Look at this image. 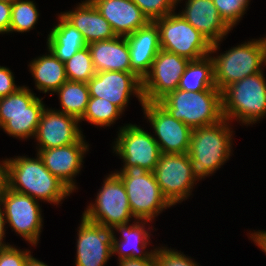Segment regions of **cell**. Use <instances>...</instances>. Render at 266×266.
Returning a JSON list of instances; mask_svg holds the SVG:
<instances>
[{
	"label": "cell",
	"mask_w": 266,
	"mask_h": 266,
	"mask_svg": "<svg viewBox=\"0 0 266 266\" xmlns=\"http://www.w3.org/2000/svg\"><path fill=\"white\" fill-rule=\"evenodd\" d=\"M259 72L227 86L222 91V114L228 121L255 124L266 116V79Z\"/></svg>",
	"instance_id": "cell-4"
},
{
	"label": "cell",
	"mask_w": 266,
	"mask_h": 266,
	"mask_svg": "<svg viewBox=\"0 0 266 266\" xmlns=\"http://www.w3.org/2000/svg\"><path fill=\"white\" fill-rule=\"evenodd\" d=\"M7 187L37 201H46L54 205H59L72 193L45 167L38 153L36 158L26 156L7 158Z\"/></svg>",
	"instance_id": "cell-1"
},
{
	"label": "cell",
	"mask_w": 266,
	"mask_h": 266,
	"mask_svg": "<svg viewBox=\"0 0 266 266\" xmlns=\"http://www.w3.org/2000/svg\"><path fill=\"white\" fill-rule=\"evenodd\" d=\"M153 173L163 196L172 206L187 200L197 181L188 153H162Z\"/></svg>",
	"instance_id": "cell-10"
},
{
	"label": "cell",
	"mask_w": 266,
	"mask_h": 266,
	"mask_svg": "<svg viewBox=\"0 0 266 266\" xmlns=\"http://www.w3.org/2000/svg\"><path fill=\"white\" fill-rule=\"evenodd\" d=\"M146 222L152 221L135 219L134 224L117 225L112 229V255L118 254V261L129 258L147 259L155 252V249H146L147 245H150L151 236L145 228ZM114 230L119 231L121 238L117 239Z\"/></svg>",
	"instance_id": "cell-21"
},
{
	"label": "cell",
	"mask_w": 266,
	"mask_h": 266,
	"mask_svg": "<svg viewBox=\"0 0 266 266\" xmlns=\"http://www.w3.org/2000/svg\"><path fill=\"white\" fill-rule=\"evenodd\" d=\"M118 266H158L155 252L147 259H123Z\"/></svg>",
	"instance_id": "cell-38"
},
{
	"label": "cell",
	"mask_w": 266,
	"mask_h": 266,
	"mask_svg": "<svg viewBox=\"0 0 266 266\" xmlns=\"http://www.w3.org/2000/svg\"><path fill=\"white\" fill-rule=\"evenodd\" d=\"M14 74L8 67L0 66V98L15 93L21 86H17Z\"/></svg>",
	"instance_id": "cell-36"
},
{
	"label": "cell",
	"mask_w": 266,
	"mask_h": 266,
	"mask_svg": "<svg viewBox=\"0 0 266 266\" xmlns=\"http://www.w3.org/2000/svg\"><path fill=\"white\" fill-rule=\"evenodd\" d=\"M25 266H48L42 261H39L38 259L34 258L31 253L28 255L26 259Z\"/></svg>",
	"instance_id": "cell-42"
},
{
	"label": "cell",
	"mask_w": 266,
	"mask_h": 266,
	"mask_svg": "<svg viewBox=\"0 0 266 266\" xmlns=\"http://www.w3.org/2000/svg\"><path fill=\"white\" fill-rule=\"evenodd\" d=\"M158 266H199L191 257L181 251L162 247L155 249Z\"/></svg>",
	"instance_id": "cell-34"
},
{
	"label": "cell",
	"mask_w": 266,
	"mask_h": 266,
	"mask_svg": "<svg viewBox=\"0 0 266 266\" xmlns=\"http://www.w3.org/2000/svg\"><path fill=\"white\" fill-rule=\"evenodd\" d=\"M189 61L161 49L149 73L142 80L144 102H159L168 93L175 91Z\"/></svg>",
	"instance_id": "cell-13"
},
{
	"label": "cell",
	"mask_w": 266,
	"mask_h": 266,
	"mask_svg": "<svg viewBox=\"0 0 266 266\" xmlns=\"http://www.w3.org/2000/svg\"><path fill=\"white\" fill-rule=\"evenodd\" d=\"M75 266H105L112 257L113 230L82 216L78 227Z\"/></svg>",
	"instance_id": "cell-16"
},
{
	"label": "cell",
	"mask_w": 266,
	"mask_h": 266,
	"mask_svg": "<svg viewBox=\"0 0 266 266\" xmlns=\"http://www.w3.org/2000/svg\"><path fill=\"white\" fill-rule=\"evenodd\" d=\"M12 3L0 0V34L9 33Z\"/></svg>",
	"instance_id": "cell-37"
},
{
	"label": "cell",
	"mask_w": 266,
	"mask_h": 266,
	"mask_svg": "<svg viewBox=\"0 0 266 266\" xmlns=\"http://www.w3.org/2000/svg\"><path fill=\"white\" fill-rule=\"evenodd\" d=\"M79 123V120L71 115L45 107L34 136L38 143L36 149H50L76 143L83 136L82 129L78 127Z\"/></svg>",
	"instance_id": "cell-17"
},
{
	"label": "cell",
	"mask_w": 266,
	"mask_h": 266,
	"mask_svg": "<svg viewBox=\"0 0 266 266\" xmlns=\"http://www.w3.org/2000/svg\"><path fill=\"white\" fill-rule=\"evenodd\" d=\"M141 106L161 153H188L192 129L174 119L158 102H144Z\"/></svg>",
	"instance_id": "cell-14"
},
{
	"label": "cell",
	"mask_w": 266,
	"mask_h": 266,
	"mask_svg": "<svg viewBox=\"0 0 266 266\" xmlns=\"http://www.w3.org/2000/svg\"><path fill=\"white\" fill-rule=\"evenodd\" d=\"M113 150L123 166H140L153 172L162 154L154 136L136 124L120 128Z\"/></svg>",
	"instance_id": "cell-12"
},
{
	"label": "cell",
	"mask_w": 266,
	"mask_h": 266,
	"mask_svg": "<svg viewBox=\"0 0 266 266\" xmlns=\"http://www.w3.org/2000/svg\"><path fill=\"white\" fill-rule=\"evenodd\" d=\"M123 111L110 101L98 97H90L85 113L79 122L87 121L99 127H110L120 119Z\"/></svg>",
	"instance_id": "cell-29"
},
{
	"label": "cell",
	"mask_w": 266,
	"mask_h": 266,
	"mask_svg": "<svg viewBox=\"0 0 266 266\" xmlns=\"http://www.w3.org/2000/svg\"><path fill=\"white\" fill-rule=\"evenodd\" d=\"M185 4L179 14L211 43L210 54L218 53L220 42L233 29L224 22L213 0H187Z\"/></svg>",
	"instance_id": "cell-19"
},
{
	"label": "cell",
	"mask_w": 266,
	"mask_h": 266,
	"mask_svg": "<svg viewBox=\"0 0 266 266\" xmlns=\"http://www.w3.org/2000/svg\"><path fill=\"white\" fill-rule=\"evenodd\" d=\"M82 136L76 143L50 149H37L38 155L45 167L59 180H61L72 192L78 189L75 177L83 167L84 156L89 145ZM77 187V188H76Z\"/></svg>",
	"instance_id": "cell-18"
},
{
	"label": "cell",
	"mask_w": 266,
	"mask_h": 266,
	"mask_svg": "<svg viewBox=\"0 0 266 266\" xmlns=\"http://www.w3.org/2000/svg\"><path fill=\"white\" fill-rule=\"evenodd\" d=\"M7 188V159L0 162V195Z\"/></svg>",
	"instance_id": "cell-40"
},
{
	"label": "cell",
	"mask_w": 266,
	"mask_h": 266,
	"mask_svg": "<svg viewBox=\"0 0 266 266\" xmlns=\"http://www.w3.org/2000/svg\"><path fill=\"white\" fill-rule=\"evenodd\" d=\"M264 47L265 61H266V36L260 38Z\"/></svg>",
	"instance_id": "cell-43"
},
{
	"label": "cell",
	"mask_w": 266,
	"mask_h": 266,
	"mask_svg": "<svg viewBox=\"0 0 266 266\" xmlns=\"http://www.w3.org/2000/svg\"><path fill=\"white\" fill-rule=\"evenodd\" d=\"M5 226H6V219H5L3 208L1 207V203H0V249L10 246L9 243L6 244L3 241L5 238V234H6Z\"/></svg>",
	"instance_id": "cell-41"
},
{
	"label": "cell",
	"mask_w": 266,
	"mask_h": 266,
	"mask_svg": "<svg viewBox=\"0 0 266 266\" xmlns=\"http://www.w3.org/2000/svg\"><path fill=\"white\" fill-rule=\"evenodd\" d=\"M229 123L223 118L215 124L192 129L188 155L197 181L211 176L229 160L233 150V130Z\"/></svg>",
	"instance_id": "cell-2"
},
{
	"label": "cell",
	"mask_w": 266,
	"mask_h": 266,
	"mask_svg": "<svg viewBox=\"0 0 266 266\" xmlns=\"http://www.w3.org/2000/svg\"><path fill=\"white\" fill-rule=\"evenodd\" d=\"M87 84L90 97L106 99L123 112L131 95H136L141 105L144 103L142 80L134 72H96Z\"/></svg>",
	"instance_id": "cell-15"
},
{
	"label": "cell",
	"mask_w": 266,
	"mask_h": 266,
	"mask_svg": "<svg viewBox=\"0 0 266 266\" xmlns=\"http://www.w3.org/2000/svg\"><path fill=\"white\" fill-rule=\"evenodd\" d=\"M30 250H21L10 245L0 249V266H25Z\"/></svg>",
	"instance_id": "cell-35"
},
{
	"label": "cell",
	"mask_w": 266,
	"mask_h": 266,
	"mask_svg": "<svg viewBox=\"0 0 266 266\" xmlns=\"http://www.w3.org/2000/svg\"><path fill=\"white\" fill-rule=\"evenodd\" d=\"M174 119L191 129L215 124L223 119L220 90L185 91L176 89L158 102Z\"/></svg>",
	"instance_id": "cell-3"
},
{
	"label": "cell",
	"mask_w": 266,
	"mask_h": 266,
	"mask_svg": "<svg viewBox=\"0 0 266 266\" xmlns=\"http://www.w3.org/2000/svg\"><path fill=\"white\" fill-rule=\"evenodd\" d=\"M103 183L95 203L87 205L82 216L89 222L110 229L130 223L132 218L136 219L131 212L128 196L120 177L112 172L106 176Z\"/></svg>",
	"instance_id": "cell-8"
},
{
	"label": "cell",
	"mask_w": 266,
	"mask_h": 266,
	"mask_svg": "<svg viewBox=\"0 0 266 266\" xmlns=\"http://www.w3.org/2000/svg\"><path fill=\"white\" fill-rule=\"evenodd\" d=\"M29 63V71L34 77L36 89L42 93H55L68 79L65 63L61 62L50 50ZM52 92V93H51Z\"/></svg>",
	"instance_id": "cell-25"
},
{
	"label": "cell",
	"mask_w": 266,
	"mask_h": 266,
	"mask_svg": "<svg viewBox=\"0 0 266 266\" xmlns=\"http://www.w3.org/2000/svg\"><path fill=\"white\" fill-rule=\"evenodd\" d=\"M211 55L214 62V82L221 92L230 84L264 71L266 66L261 39H252L231 49Z\"/></svg>",
	"instance_id": "cell-7"
},
{
	"label": "cell",
	"mask_w": 266,
	"mask_h": 266,
	"mask_svg": "<svg viewBox=\"0 0 266 266\" xmlns=\"http://www.w3.org/2000/svg\"><path fill=\"white\" fill-rule=\"evenodd\" d=\"M249 234L250 239L255 243V245H257L260 250H262L266 254V231L258 230Z\"/></svg>",
	"instance_id": "cell-39"
},
{
	"label": "cell",
	"mask_w": 266,
	"mask_h": 266,
	"mask_svg": "<svg viewBox=\"0 0 266 266\" xmlns=\"http://www.w3.org/2000/svg\"><path fill=\"white\" fill-rule=\"evenodd\" d=\"M132 71L141 79L149 73L153 60L161 50L159 29L154 22L126 36Z\"/></svg>",
	"instance_id": "cell-22"
},
{
	"label": "cell",
	"mask_w": 266,
	"mask_h": 266,
	"mask_svg": "<svg viewBox=\"0 0 266 266\" xmlns=\"http://www.w3.org/2000/svg\"><path fill=\"white\" fill-rule=\"evenodd\" d=\"M150 22L172 14L176 10L177 0H132Z\"/></svg>",
	"instance_id": "cell-33"
},
{
	"label": "cell",
	"mask_w": 266,
	"mask_h": 266,
	"mask_svg": "<svg viewBox=\"0 0 266 266\" xmlns=\"http://www.w3.org/2000/svg\"><path fill=\"white\" fill-rule=\"evenodd\" d=\"M74 10L60 14L78 29L88 44L115 38L110 23L100 14L90 0L81 1Z\"/></svg>",
	"instance_id": "cell-23"
},
{
	"label": "cell",
	"mask_w": 266,
	"mask_h": 266,
	"mask_svg": "<svg viewBox=\"0 0 266 266\" xmlns=\"http://www.w3.org/2000/svg\"><path fill=\"white\" fill-rule=\"evenodd\" d=\"M159 29L162 50L198 60L210 55L211 43L179 13H172L154 21Z\"/></svg>",
	"instance_id": "cell-9"
},
{
	"label": "cell",
	"mask_w": 266,
	"mask_h": 266,
	"mask_svg": "<svg viewBox=\"0 0 266 266\" xmlns=\"http://www.w3.org/2000/svg\"><path fill=\"white\" fill-rule=\"evenodd\" d=\"M178 89L193 92L219 90L214 82V62L211 54L189 61L179 81Z\"/></svg>",
	"instance_id": "cell-27"
},
{
	"label": "cell",
	"mask_w": 266,
	"mask_h": 266,
	"mask_svg": "<svg viewBox=\"0 0 266 266\" xmlns=\"http://www.w3.org/2000/svg\"><path fill=\"white\" fill-rule=\"evenodd\" d=\"M95 72H133L130 64V51L126 37L116 36L108 40L88 44Z\"/></svg>",
	"instance_id": "cell-24"
},
{
	"label": "cell",
	"mask_w": 266,
	"mask_h": 266,
	"mask_svg": "<svg viewBox=\"0 0 266 266\" xmlns=\"http://www.w3.org/2000/svg\"><path fill=\"white\" fill-rule=\"evenodd\" d=\"M65 69L69 81L87 83L96 73L89 47L80 49L65 62Z\"/></svg>",
	"instance_id": "cell-31"
},
{
	"label": "cell",
	"mask_w": 266,
	"mask_h": 266,
	"mask_svg": "<svg viewBox=\"0 0 266 266\" xmlns=\"http://www.w3.org/2000/svg\"><path fill=\"white\" fill-rule=\"evenodd\" d=\"M55 93L59 97L61 106V109L57 111L80 120L90 99L88 84L67 80Z\"/></svg>",
	"instance_id": "cell-28"
},
{
	"label": "cell",
	"mask_w": 266,
	"mask_h": 266,
	"mask_svg": "<svg viewBox=\"0 0 266 266\" xmlns=\"http://www.w3.org/2000/svg\"><path fill=\"white\" fill-rule=\"evenodd\" d=\"M1 1H7V2L12 3V2L15 1V0H1Z\"/></svg>",
	"instance_id": "cell-44"
},
{
	"label": "cell",
	"mask_w": 266,
	"mask_h": 266,
	"mask_svg": "<svg viewBox=\"0 0 266 266\" xmlns=\"http://www.w3.org/2000/svg\"><path fill=\"white\" fill-rule=\"evenodd\" d=\"M56 24L47 36V50H50L61 62H67L80 49L88 46L82 33L58 14Z\"/></svg>",
	"instance_id": "cell-26"
},
{
	"label": "cell",
	"mask_w": 266,
	"mask_h": 266,
	"mask_svg": "<svg viewBox=\"0 0 266 266\" xmlns=\"http://www.w3.org/2000/svg\"><path fill=\"white\" fill-rule=\"evenodd\" d=\"M224 22L232 29L241 20L250 0H213Z\"/></svg>",
	"instance_id": "cell-32"
},
{
	"label": "cell",
	"mask_w": 266,
	"mask_h": 266,
	"mask_svg": "<svg viewBox=\"0 0 266 266\" xmlns=\"http://www.w3.org/2000/svg\"><path fill=\"white\" fill-rule=\"evenodd\" d=\"M6 223L16 234L23 237L32 246L39 243L43 228L42 210L39 201L6 188L0 195Z\"/></svg>",
	"instance_id": "cell-11"
},
{
	"label": "cell",
	"mask_w": 266,
	"mask_h": 266,
	"mask_svg": "<svg viewBox=\"0 0 266 266\" xmlns=\"http://www.w3.org/2000/svg\"><path fill=\"white\" fill-rule=\"evenodd\" d=\"M122 180L136 219L153 221L172 205L163 196L154 173L140 166H123L115 172Z\"/></svg>",
	"instance_id": "cell-5"
},
{
	"label": "cell",
	"mask_w": 266,
	"mask_h": 266,
	"mask_svg": "<svg viewBox=\"0 0 266 266\" xmlns=\"http://www.w3.org/2000/svg\"><path fill=\"white\" fill-rule=\"evenodd\" d=\"M39 18L36 4L32 0H15L12 2L9 33L29 32L34 29Z\"/></svg>",
	"instance_id": "cell-30"
},
{
	"label": "cell",
	"mask_w": 266,
	"mask_h": 266,
	"mask_svg": "<svg viewBox=\"0 0 266 266\" xmlns=\"http://www.w3.org/2000/svg\"><path fill=\"white\" fill-rule=\"evenodd\" d=\"M110 23L116 36L126 37L150 21L132 0H90Z\"/></svg>",
	"instance_id": "cell-20"
},
{
	"label": "cell",
	"mask_w": 266,
	"mask_h": 266,
	"mask_svg": "<svg viewBox=\"0 0 266 266\" xmlns=\"http://www.w3.org/2000/svg\"><path fill=\"white\" fill-rule=\"evenodd\" d=\"M42 99L26 86L0 98V128L9 136L18 139L34 138L41 114L46 107Z\"/></svg>",
	"instance_id": "cell-6"
}]
</instances>
